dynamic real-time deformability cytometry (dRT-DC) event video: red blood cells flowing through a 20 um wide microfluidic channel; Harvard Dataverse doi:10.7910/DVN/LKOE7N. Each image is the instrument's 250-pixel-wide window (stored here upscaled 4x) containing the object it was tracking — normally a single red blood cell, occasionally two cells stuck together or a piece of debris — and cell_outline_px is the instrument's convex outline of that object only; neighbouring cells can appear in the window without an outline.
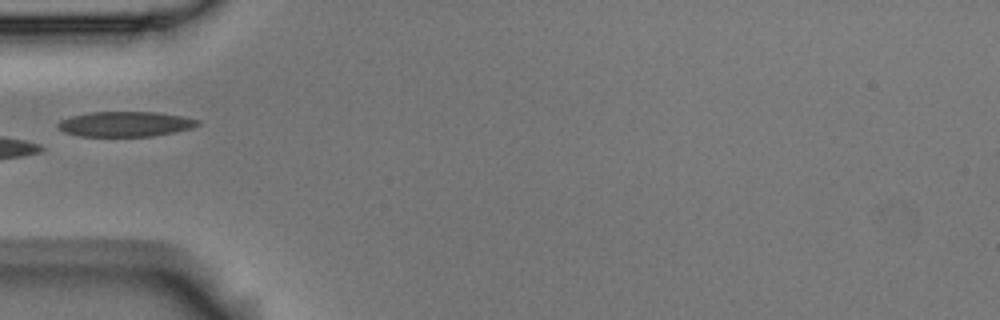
{"species": "Egyptian fruit bat (a non-hibernating species)", "species_latin": "Rousettus aegyptiacus", "temperature_condition": "room temperature", "stored_images_in_passage": 6, "camera_frame_rate_fps": 3000, "um_per_image_px": 0.085, "animal": {"sex": "male"}, "frame": {"image": 1, "passage_image": 6, "time_ms": 1.667, "image_size_px": [1000, 320], "cell_outline_px": [[200, 124], [192, 128], [152, 136], [80, 136], [64, 132], [56, 124], [60, 120], [72, 116], [92, 112], [156, 112], [180, 116], [200, 120]], "centroid_in_image_um": [10.65, 10.54], "position_along_channel_um": 74.4, "area_um2": 20.23}}